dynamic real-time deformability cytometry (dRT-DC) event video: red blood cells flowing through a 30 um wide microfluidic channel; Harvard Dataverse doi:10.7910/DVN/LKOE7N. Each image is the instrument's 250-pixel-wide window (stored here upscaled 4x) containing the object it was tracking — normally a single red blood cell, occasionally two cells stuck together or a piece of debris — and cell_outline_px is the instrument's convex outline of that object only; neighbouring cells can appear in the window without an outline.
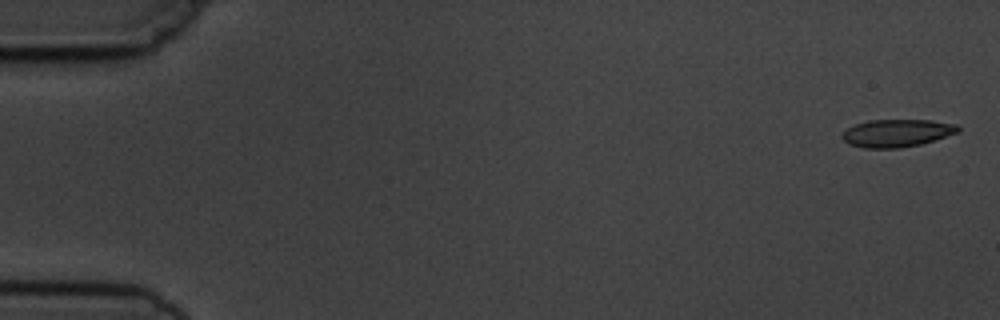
{"species": "common noctule bat (a hibernating species)", "species_latin": "Nyctalus noctula", "temperature_condition": "cold", "stored_images_in_passage": 7, "camera_frame_rate_fps": 3000, "um_per_image_px": 0.085, "animal": {"sex": "male", "body_mass_g": 19.5, "forearm_length_mm": 54.6}, "frame": {"image": 1, "passage_image": 1, "time_ms": 0.0, "image_size_px": [1000, 320], "cell_outline_px": [[960, 132], [936, 140], [920, 144], [900, 148], [864, 148], [848, 144], [840, 136], [848, 128], [856, 124], [868, 120], [932, 120], [956, 124], [960, 128]], "centroid_in_image_um": [76.26, 11.31], "position_along_channel_um": 8.7, "area_um2": 18.79}}
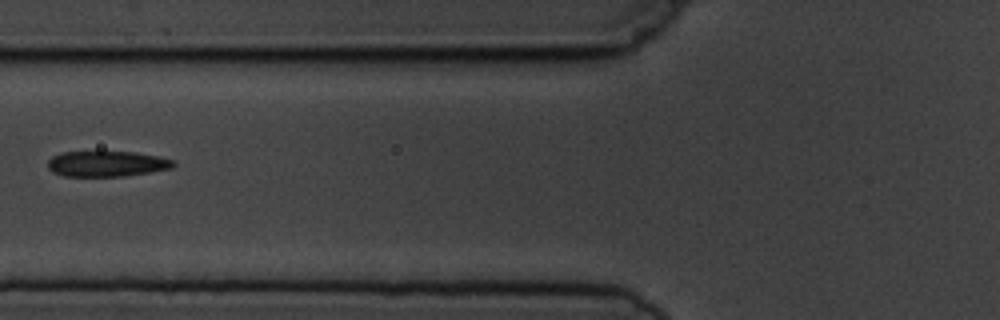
{"frame": {"image": 2, "passage_image": 6, "time_ms": 6.667, "image_size_px": [1000, 320], "cell_outline_px": [[176, 164], [172, 168], [124, 176], [64, 176], [52, 172], [48, 168], [48, 160], [52, 156], [60, 152], [136, 152], [160, 156], [172, 160]], "centroid_in_image_um": [9.06, 13.92], "position_along_channel_um": 116.7, "area_um2": 18.73}}
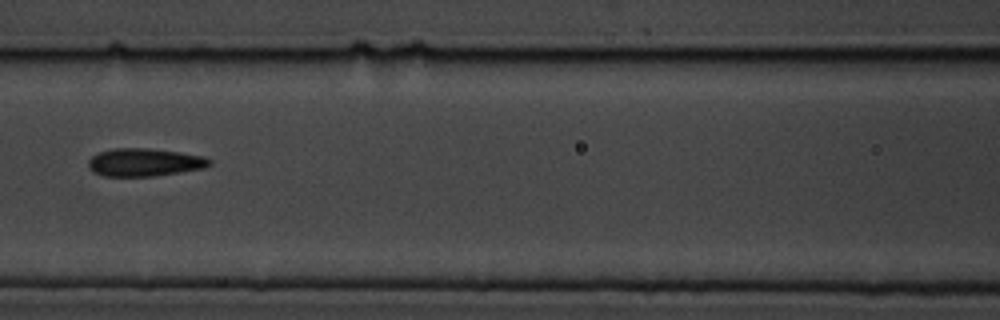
{"frame": {"image": 3, "passage_image": 7, "time_ms": 7.667, "image_size_px": [1000, 320], "cell_outline_px": [[212, 164], [204, 168], [152, 176], [104, 176], [92, 172], [88, 168], [88, 160], [92, 156], [100, 152], [112, 148], [148, 148], [180, 152], [204, 156], [212, 160]], "centroid_in_image_um": [12.27, 13.79], "position_along_channel_um": 154.3, "area_um2": 19.77}}